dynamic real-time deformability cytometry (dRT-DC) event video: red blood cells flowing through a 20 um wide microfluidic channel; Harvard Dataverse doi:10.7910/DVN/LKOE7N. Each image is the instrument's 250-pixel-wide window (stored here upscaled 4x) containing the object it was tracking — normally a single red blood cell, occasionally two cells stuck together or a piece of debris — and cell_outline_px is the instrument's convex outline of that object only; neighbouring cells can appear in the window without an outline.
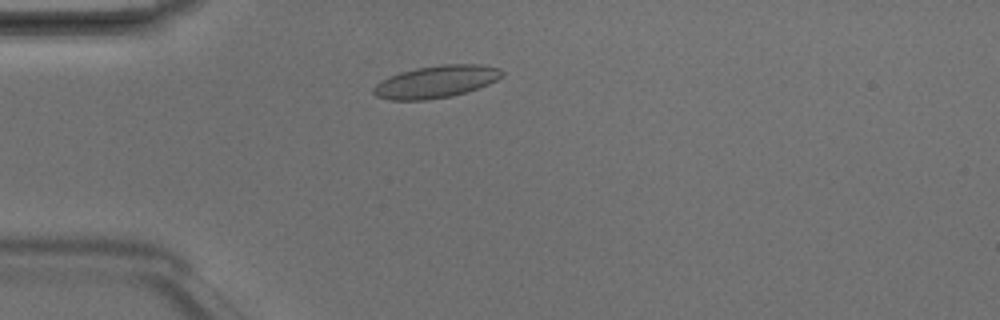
{"species": "Egyptian fruit bat (a non-hibernating species)", "species_latin": "Rousettus aegyptiacus", "temperature_condition": "room temperature", "stored_images_in_passage": 2, "camera_frame_rate_fps": 3000, "um_per_image_px": 0.085, "animal": {"sex": "male"}, "frame": {"image": 1, "passage_image": 1, "time_ms": 0.0, "image_size_px": [1000, 320], "cell_outline_px": [[504, 76], [488, 84], [452, 96], [428, 100], [388, 100], [376, 96], [372, 92], [372, 88], [380, 80], [388, 76], [400, 72], [416, 68], [444, 64], [480, 64], [500, 68], [504, 72]], "centroid_in_image_um": [37.04, 6.94], "position_along_channel_um": 48.0, "area_um2": 24.33}}